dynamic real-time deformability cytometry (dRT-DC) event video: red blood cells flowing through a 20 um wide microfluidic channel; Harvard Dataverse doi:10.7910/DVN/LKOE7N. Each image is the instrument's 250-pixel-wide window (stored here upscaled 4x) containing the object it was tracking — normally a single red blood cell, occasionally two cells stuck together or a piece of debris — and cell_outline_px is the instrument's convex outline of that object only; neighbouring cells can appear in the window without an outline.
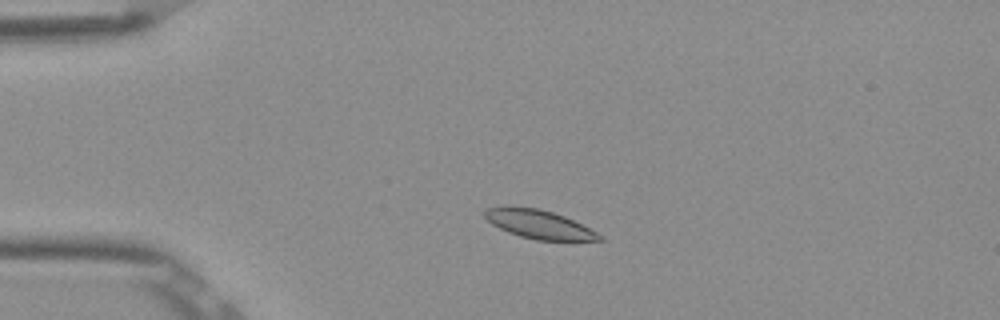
{"species": "Egyptian fruit bat (a non-hibernating species)", "species_latin": "Rousettus aegyptiacus", "temperature_condition": "room temperature", "stored_images_in_passage": 5, "camera_frame_rate_fps": 3000, "um_per_image_px": 0.085, "frame": {"image": 1, "passage_image": 3, "time_ms": 0.667, "image_size_px": [1000, 320], "cell_outline_px": [[604, 240], [536, 240], [520, 236], [508, 232], [492, 224], [484, 216], [484, 212], [488, 208], [504, 204], [512, 204], [540, 208], [564, 216], [604, 236]], "centroid_in_image_um": [45.75, 19.02], "position_along_channel_um": 39.3, "area_um2": 19.36}}
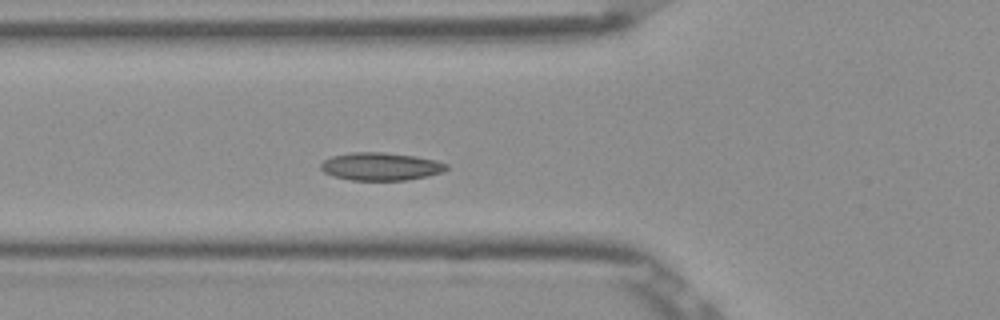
{"frame": {"image": 2, "passage_image": 5, "time_ms": 1.333, "image_size_px": [1000, 320], "cell_outline_px": [[448, 168], [444, 172], [428, 176], [404, 180], [352, 180], [332, 176], [324, 172], [320, 168], [320, 164], [324, 160], [332, 156], [352, 152], [384, 152], [416, 156], [436, 160], [448, 164]], "centroid_in_image_um": [32.38, 14.15], "position_along_channel_um": 93.4, "area_um2": 20.52}}